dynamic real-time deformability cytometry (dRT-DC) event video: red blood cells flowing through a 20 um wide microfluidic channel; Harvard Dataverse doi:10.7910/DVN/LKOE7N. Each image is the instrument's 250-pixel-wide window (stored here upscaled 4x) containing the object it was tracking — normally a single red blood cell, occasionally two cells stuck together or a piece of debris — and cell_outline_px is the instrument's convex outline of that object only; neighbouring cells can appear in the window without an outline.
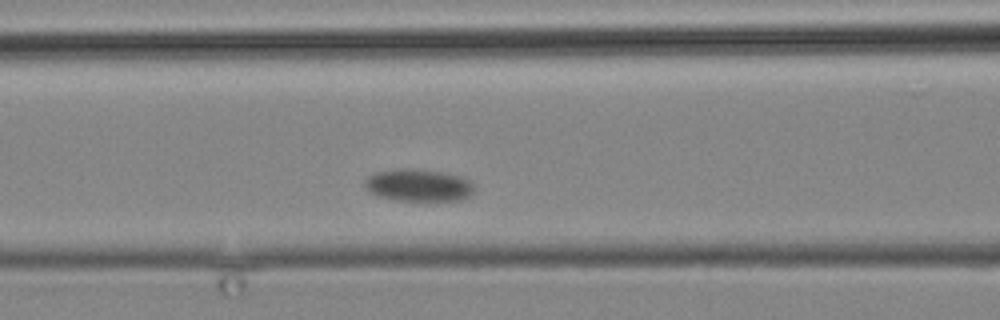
{"species": "common noctule bat (a hibernating species)", "species_latin": "Nyctalus noctula", "temperature_condition": "cold", "stored_images_in_passage": 3, "camera_frame_rate_fps": 3000, "um_per_image_px": 0.085, "animal": {"sex": "male", "body_mass_g": 19.2, "forearm_length_mm": 51.8}, "frame": {"image": 1, "passage_image": 3, "time_ms": 2.333, "image_size_px": [1000, 320], "cell_outline_px": [[476, 192], [460, 200], [396, 200], [380, 196], [368, 192], [364, 188], [364, 180], [368, 176], [376, 172], [400, 168], [416, 168], [444, 172], [464, 176], [472, 180], [476, 188]], "centroid_in_image_um": [35.62, 15.72], "position_along_channel_um": 131.0, "area_um2": 21.1}}